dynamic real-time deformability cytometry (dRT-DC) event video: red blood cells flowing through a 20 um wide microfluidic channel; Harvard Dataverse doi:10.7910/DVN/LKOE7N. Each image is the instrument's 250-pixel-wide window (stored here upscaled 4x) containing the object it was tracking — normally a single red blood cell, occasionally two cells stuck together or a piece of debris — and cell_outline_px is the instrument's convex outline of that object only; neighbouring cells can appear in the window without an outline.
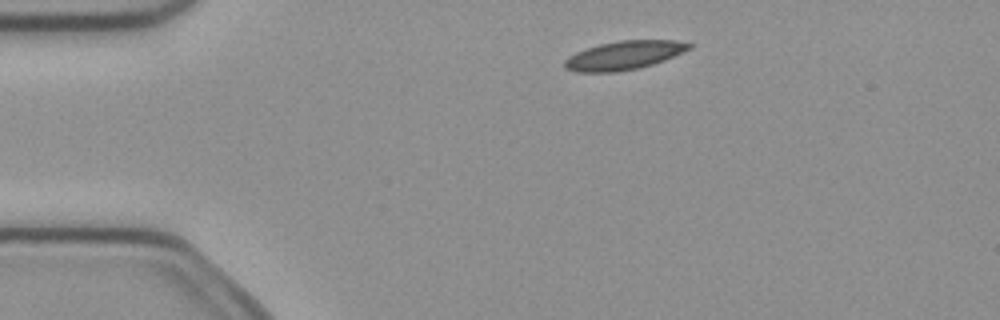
{"species": "common noctule bat (a hibernating species)", "species_latin": "Nyctalus noctula", "temperature_condition": "cold", "stored_images_in_passage": 5, "camera_frame_rate_fps": 3000, "um_per_image_px": 0.085, "animal": {"sex": "female", "body_mass_g": 21.9}, "frame": {"image": 1, "passage_image": 2, "time_ms": 0.333, "image_size_px": [1000, 320], "cell_outline_px": [[692, 48], [664, 60], [640, 68], [616, 72], [576, 72], [564, 68], [564, 60], [568, 56], [584, 48], [600, 44], [620, 40], [676, 40], [692, 44]], "centroid_in_image_um": [53.01, 4.7], "position_along_channel_um": 32.0, "area_um2": 20.92}}
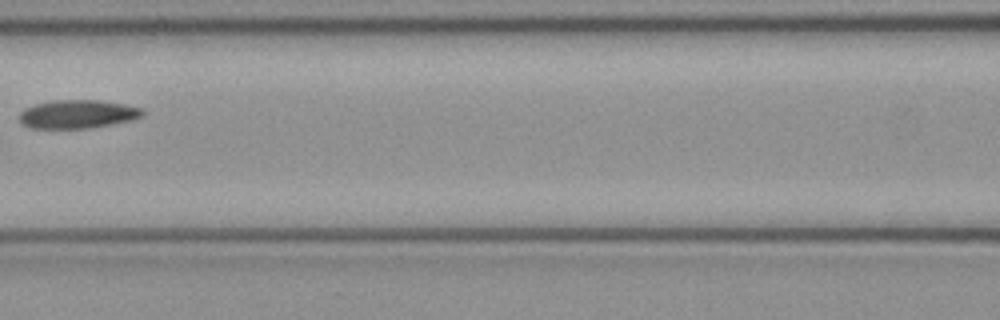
{"frame": {"image": 2, "passage_image": 5, "time_ms": 1.333, "image_size_px": [1000, 320], "cell_outline_px": [[144, 116], [132, 120], [88, 128], [32, 128], [20, 124], [20, 112], [24, 108], [36, 104], [52, 100], [100, 100], [124, 104], [144, 108]], "centroid_in_image_um": [6.61, 9.69], "position_along_channel_um": 160.0, "area_um2": 20.52}}